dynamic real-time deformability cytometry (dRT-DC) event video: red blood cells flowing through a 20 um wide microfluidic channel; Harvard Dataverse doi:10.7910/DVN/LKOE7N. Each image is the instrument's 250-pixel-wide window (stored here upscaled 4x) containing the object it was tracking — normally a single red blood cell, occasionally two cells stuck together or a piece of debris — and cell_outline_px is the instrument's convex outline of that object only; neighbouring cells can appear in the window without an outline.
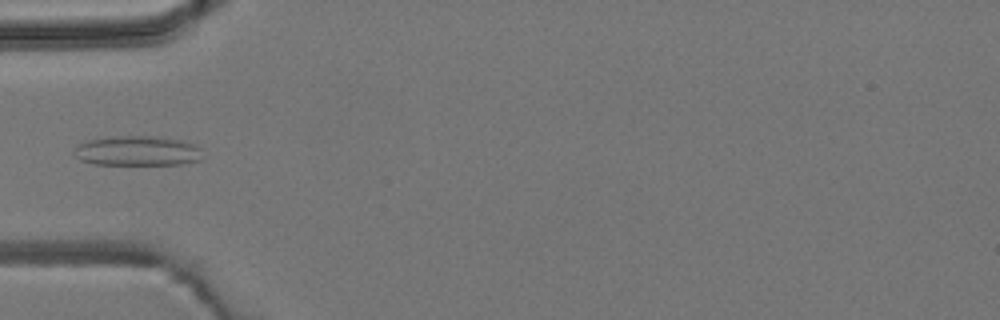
{"species": "common noctule bat (a hibernating species)", "species_latin": "Nyctalus noctula", "temperature_condition": "room temperature", "stored_images_in_passage": 5, "camera_frame_rate_fps": 3000, "um_per_image_px": 0.085, "animal": {"sex": "male", "body_mass_g": 19.2, "forearm_length_mm": 51.8}, "frame": {"image": 1, "passage_image": 5, "time_ms": 5.0, "image_size_px": [1000, 320], "cell_outline_px": [[200, 160], [180, 164], [96, 164], [80, 160], [72, 152], [76, 144], [84, 140], [108, 136], [148, 136], [184, 140], [200, 148]], "centroid_in_image_um": [11.59, 12.81], "position_along_channel_um": 73.4, "area_um2": 22.43}}